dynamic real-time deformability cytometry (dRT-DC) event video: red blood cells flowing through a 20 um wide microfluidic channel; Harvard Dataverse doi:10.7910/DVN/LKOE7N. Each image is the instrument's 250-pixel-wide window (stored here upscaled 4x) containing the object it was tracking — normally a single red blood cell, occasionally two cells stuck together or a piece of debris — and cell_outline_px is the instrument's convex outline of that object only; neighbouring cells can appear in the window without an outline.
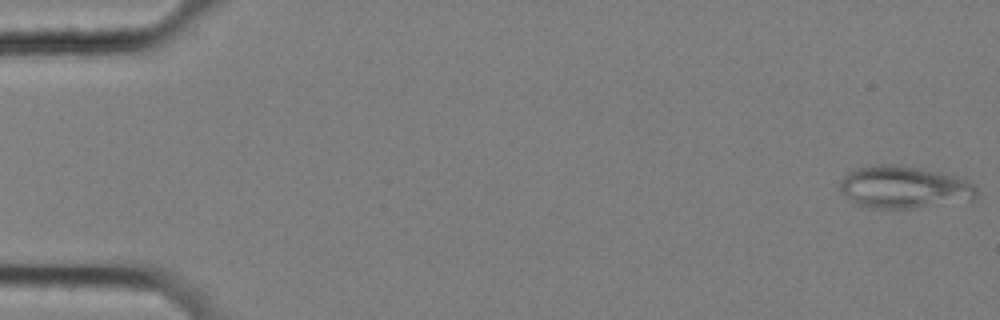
{"species": "common noctule bat (a hibernating species)", "species_latin": "Nyctalus noctula", "temperature_condition": "cold", "stored_images_in_passage": 58, "segment_of_instrument_passage": [1, 2], "camera_frame_rate_fps": 3000, "um_per_image_px": 0.085, "animal": {"sex": "female", "body_mass_g": 25.1}, "frame": {"image": 1, "passage_image": 1, "time_ms": 0.0, "image_size_px": [1000, 320], "cell_outline_px": [[976, 196], [972, 200], [916, 208], [868, 208], [852, 204], [840, 192], [840, 180], [848, 172], [856, 168], [876, 164], [896, 164], [920, 168], [940, 172], [956, 176], [972, 184], [976, 188]], "centroid_in_image_um": [76.77, 15.92], "position_along_channel_um": 8.2, "area_um2": 34.04}}